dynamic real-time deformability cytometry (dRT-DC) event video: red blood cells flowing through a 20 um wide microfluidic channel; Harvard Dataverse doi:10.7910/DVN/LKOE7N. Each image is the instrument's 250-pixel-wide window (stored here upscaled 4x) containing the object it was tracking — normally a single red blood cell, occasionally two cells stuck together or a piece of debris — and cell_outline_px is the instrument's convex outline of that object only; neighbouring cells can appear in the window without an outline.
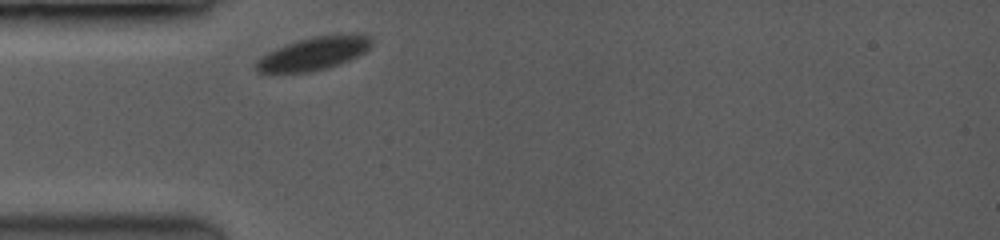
{"species": "common noctule bat (a hibernating species)", "species_latin": "Nyctalus noctula", "temperature_condition": "room temperature", "stored_images_in_passage": 26, "camera_frame_rate_fps": 3500, "um_per_image_px": 0.085, "animal": {"sex": "female", "body_mass_g": 19.0, "forearm_length_mm": 53.3}, "frame": {"image": 1, "passage_image": 1, "time_ms": 0.0, "image_size_px": [1000, 240], "cell_outline_px": [[372, 44], [364, 52], [340, 64], [312, 72], [260, 72], [256, 68], [256, 60], [268, 52], [284, 44], [312, 36], [372, 36]], "centroid_in_image_um": [26.61, 4.57], "position_along_channel_um": 58.4, "area_um2": 21.56}}
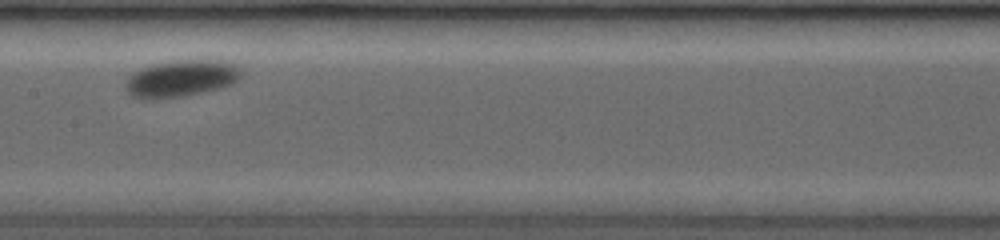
{"frame": {"image": 2, "passage_image": 13, "time_ms": 3.714, "image_size_px": [1000, 240], "cell_outline_px": [[244, 68], [240, 76], [232, 84], [216, 88], [196, 92], [172, 96], [136, 96], [128, 92], [128, 76], [132, 72], [140, 68], [152, 64], [176, 60], [224, 60], [236, 64]], "centroid_in_image_um": [15.5, 6.58], "position_along_channel_um": 191.9, "area_um2": 23.7}}
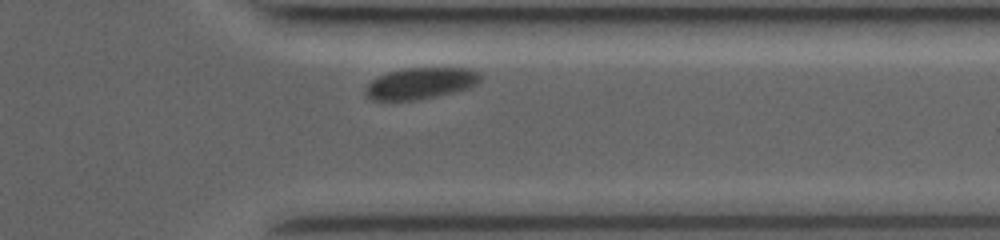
{"frame": {"image": 3, "passage_image": 24, "time_ms": 8.571, "image_size_px": [1000, 240], "cell_outline_px": [[480, 80], [476, 84], [468, 88], [436, 96], [416, 100], [372, 100], [364, 92], [368, 84], [372, 80], [388, 72], [412, 68], [468, 68], [480, 72]], "centroid_in_image_um": [35.76, 7.08], "position_along_channel_um": 375.6, "area_um2": 20.69}, "authors_computed_cell_mechanics": {"area_um2": 22.3108, "velocity_mm_per_s": 3.7118, "shape_relaxation_time_tau1_ms": 1.4814, "shape_relaxation_time_tau2_ms": null, "deformation_change_tau1": 0.0429, "deformation_change_tau2": null}}